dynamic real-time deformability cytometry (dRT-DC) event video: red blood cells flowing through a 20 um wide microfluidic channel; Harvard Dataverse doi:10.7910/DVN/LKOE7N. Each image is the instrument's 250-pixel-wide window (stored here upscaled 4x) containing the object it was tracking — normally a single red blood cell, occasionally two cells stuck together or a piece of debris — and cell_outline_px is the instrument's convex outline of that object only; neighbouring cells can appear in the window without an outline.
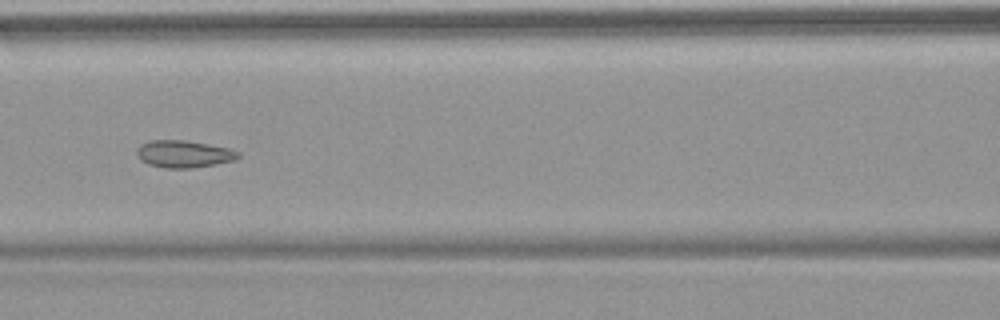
{"species": "common noctule bat (a hibernating species)", "species_latin": "Nyctalus noctula", "temperature_condition": "warm", "stored_images_in_passage": 7, "camera_frame_rate_fps": 3000, "um_per_image_px": 0.085, "animal": {"sex": "female", "body_mass_g": 18.4}, "frame": {"image": 1, "passage_image": 5, "time_ms": 5.0, "image_size_px": [1000, 320], "cell_outline_px": [[240, 156], [236, 160], [216, 164], [192, 168], [164, 168], [148, 164], [140, 160], [136, 156], [136, 148], [140, 144], [148, 140], [188, 140], [228, 148], [240, 152]], "centroid_in_image_um": [15.59, 13.08], "position_along_channel_um": 151.0, "area_um2": 16.36}}
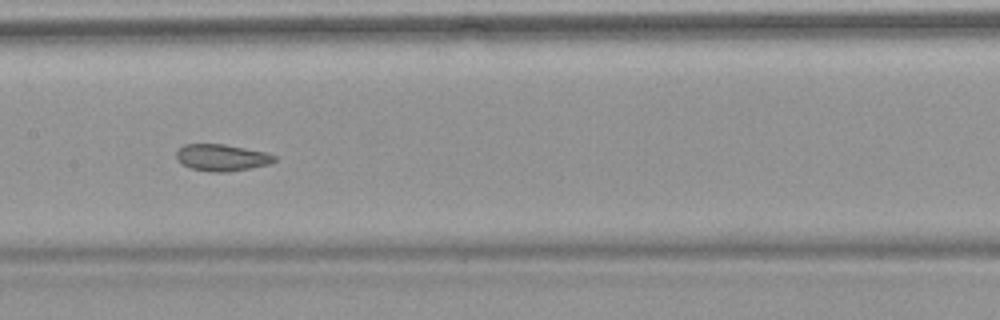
{"frame": {"image": 2, "passage_image": 6, "time_ms": 6.0, "image_size_px": [1000, 320], "cell_outline_px": [[276, 160], [268, 164], [228, 172], [212, 172], [192, 168], [176, 160], [176, 152], [184, 144], [224, 144], [268, 152], [276, 156]], "centroid_in_image_um": [18.86, 13.38], "position_along_channel_um": 188.5, "area_um2": 15.2}}
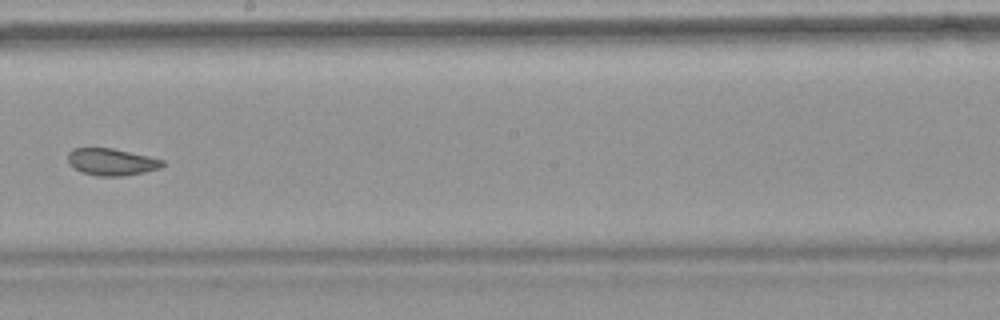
{"frame": {"image": 3, "passage_image": 7, "time_ms": 7.333, "image_size_px": [1000, 320], "cell_outline_px": [[164, 164], [160, 168], [144, 172], [124, 176], [96, 176], [80, 172], [68, 164], [68, 152], [72, 148], [112, 148], [148, 156], [164, 160]], "centroid_in_image_um": [9.44, 13.77], "position_along_channel_um": 238.8, "area_um2": 14.97}}